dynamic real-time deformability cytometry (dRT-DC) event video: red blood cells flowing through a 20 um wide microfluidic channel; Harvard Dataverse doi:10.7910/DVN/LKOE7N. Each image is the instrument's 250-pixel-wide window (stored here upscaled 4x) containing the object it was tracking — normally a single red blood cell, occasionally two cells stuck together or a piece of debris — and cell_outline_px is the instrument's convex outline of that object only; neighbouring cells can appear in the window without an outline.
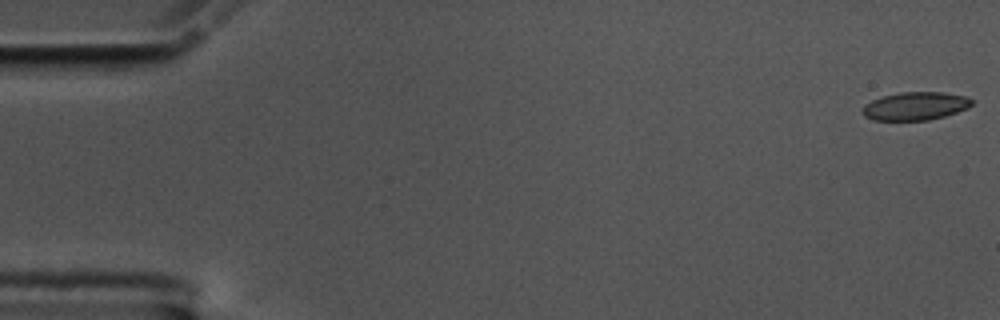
{"species": "common noctule bat (a hibernating species)", "species_latin": "Nyctalus noctula", "temperature_condition": "cold", "stored_images_in_passage": 57, "camera_frame_rate_fps": 3000, "um_per_image_px": 0.085, "animal": {"sex": "male", "body_mass_g": 17.5, "forearm_length_mm": 52.3}, "frame": {"image": 1, "passage_image": 1, "time_ms": 0.0, "image_size_px": [1000, 320], "cell_outline_px": [[972, 104], [968, 108], [944, 116], [928, 120], [872, 120], [864, 116], [860, 112], [864, 104], [872, 100], [884, 96], [900, 92], [944, 92], [964, 96], [972, 100]], "centroid_in_image_um": [77.76, 9.02], "position_along_channel_um": 7.2, "area_um2": 17.92}}
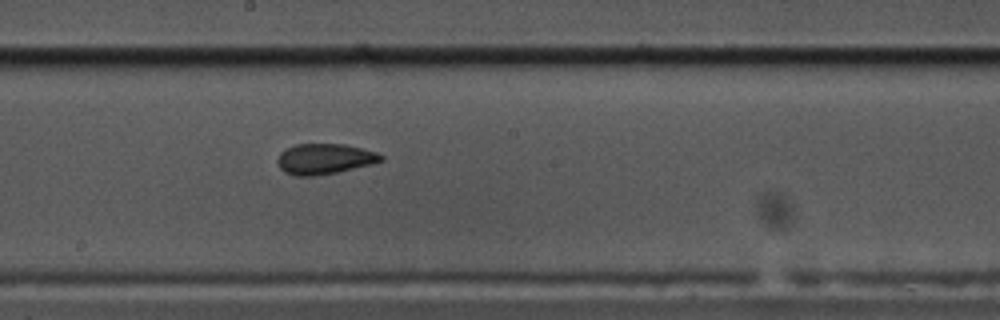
{"frame": {"image": 2, "passage_image": 31, "time_ms": 10.0, "image_size_px": [1000, 320], "cell_outline_px": [[384, 160], [372, 164], [336, 172], [312, 176], [296, 176], [284, 172], [280, 168], [276, 160], [280, 152], [296, 144], [344, 144], [376, 152], [384, 156]], "centroid_in_image_um": [27.57, 13.51], "position_along_channel_um": 220.6, "area_um2": 18.32}}
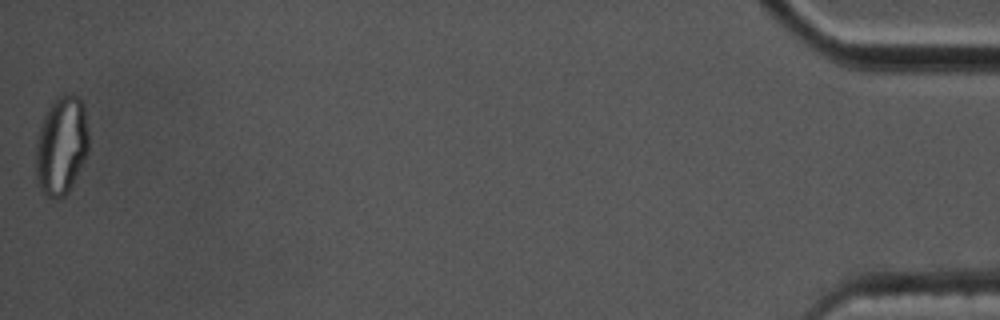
{"frame": {"image": 3, "passage_image": 57, "time_ms": 18.667, "image_size_px": [1000, 320], "cell_outline_px": [[88, 152], [68, 192], [64, 196], [48, 196], [40, 188], [36, 180], [36, 144], [40, 128], [44, 116], [52, 100], [56, 96], [64, 92], [80, 96], [84, 104], [88, 132]], "centroid_in_image_um": [5.23, 12.28], "position_along_channel_um": 430.0, "area_um2": 30.4}, "authors_computed_cell_mechanics": {"area_um2": 18.5538, "velocity_mm_per_s": 3.529, "shape_relaxation_time_tau1_ms": null, "shape_relaxation_time_tau2_ms": 1.8805, "deformation_change_tau1": null, "deformation_change_tau2": 0.0487}}